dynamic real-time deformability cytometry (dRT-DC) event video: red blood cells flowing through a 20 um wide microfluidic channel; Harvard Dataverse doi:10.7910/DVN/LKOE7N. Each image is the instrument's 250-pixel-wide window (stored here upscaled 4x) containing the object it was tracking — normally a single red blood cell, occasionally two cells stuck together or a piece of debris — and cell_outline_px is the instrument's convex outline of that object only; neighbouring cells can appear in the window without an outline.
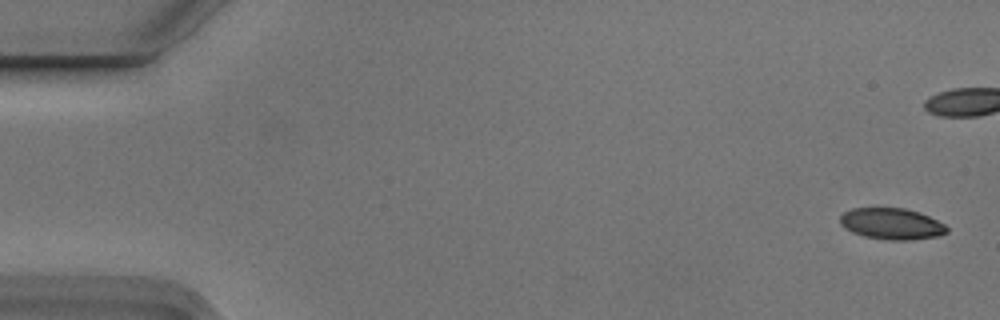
{"species": "Egyptian fruit bat (a non-hibernating species)", "species_latin": "Rousettus aegyptiacus", "temperature_condition": "cold", "stored_images_in_passage": 6, "camera_frame_rate_fps": 3000, "um_per_image_px": 0.085, "animal": {"sex": "male"}, "frame": {"image": 1, "passage_image": 1, "time_ms": 0.0, "image_size_px": [1000, 320], "cell_outline_px": [[948, 232], [936, 236], [908, 240], [888, 240], [864, 236], [852, 232], [844, 228], [840, 224], [840, 216], [844, 212], [852, 208], [904, 208], [920, 212], [944, 224], [948, 228]], "centroid_in_image_um": [75.77, 19.02], "position_along_channel_um": 9.2, "area_um2": 19.42}}
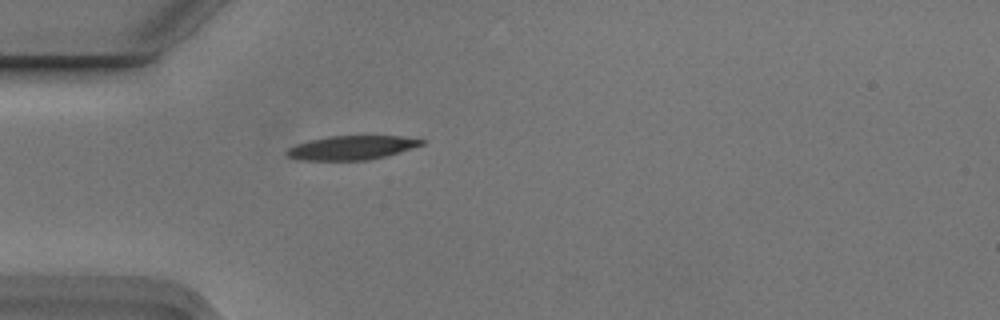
{"frame": {"image": 2, "passage_image": 6, "time_ms": 1.667, "image_size_px": [1000, 320], "cell_outline_px": [[424, 144], [400, 152], [368, 160], [296, 160], [288, 156], [284, 152], [288, 148], [296, 144], [308, 140], [332, 136], [400, 136], [424, 140]], "centroid_in_image_um": [29.84, 12.56], "position_along_channel_um": 55.2, "area_um2": 18.79}}